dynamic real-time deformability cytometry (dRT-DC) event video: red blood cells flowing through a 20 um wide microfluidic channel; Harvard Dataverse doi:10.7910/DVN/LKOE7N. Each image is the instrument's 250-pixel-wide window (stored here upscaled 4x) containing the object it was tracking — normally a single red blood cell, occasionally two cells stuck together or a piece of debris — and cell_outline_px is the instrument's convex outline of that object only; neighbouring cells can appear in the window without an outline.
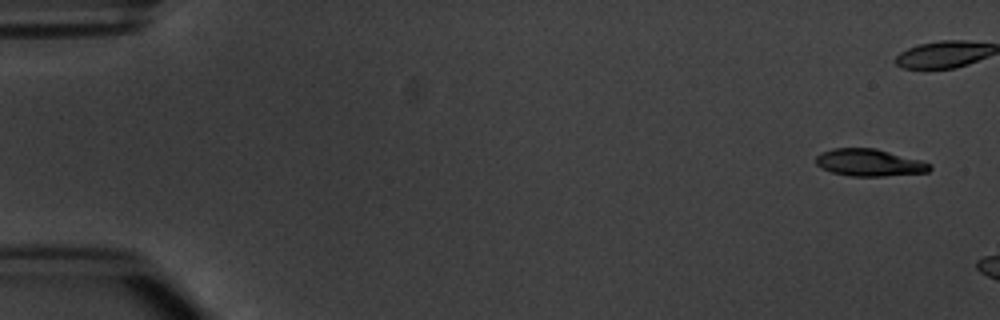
{"species": "common noctule bat (a hibernating species)", "species_latin": "Nyctalus noctula", "temperature_condition": "warm", "stored_images_in_passage": 2, "camera_frame_rate_fps": 3000, "um_per_image_px": 0.085, "animal": {"sex": "male", "body_mass_g": 20.1, "forearm_length_mm": 53.5}, "frame": {"image": 1, "passage_image": 1, "time_ms": 0.0, "image_size_px": [1000, 320], "cell_outline_px": [[932, 168], [928, 172], [884, 176], [848, 176], [832, 172], [820, 168], [816, 164], [816, 156], [820, 152], [832, 148], [876, 148], [920, 160], [932, 164]], "centroid_in_image_um": [73.87, 13.82], "position_along_channel_um": 11.1, "area_um2": 18.15}}